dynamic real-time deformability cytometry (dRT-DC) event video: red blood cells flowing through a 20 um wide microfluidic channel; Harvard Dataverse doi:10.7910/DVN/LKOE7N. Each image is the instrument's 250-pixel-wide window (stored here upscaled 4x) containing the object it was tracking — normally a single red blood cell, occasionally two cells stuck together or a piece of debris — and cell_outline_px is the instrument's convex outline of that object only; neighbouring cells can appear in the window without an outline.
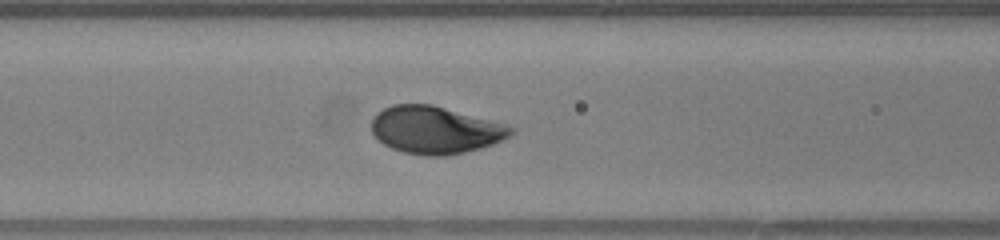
{"species": "human", "species_latin": "Homo sapiens", "temperature_condition": "warm", "stored_images_in_passage": 31, "camera_frame_rate_fps": 3000, "um_per_image_px": 0.085, "donor": {"sex": "female"}, "frame": {"image": 1, "passage_image": 14, "time_ms": 4.333, "image_size_px": [1000, 240], "cell_outline_px": [[516, 132], [512, 136], [504, 140], [480, 148], [464, 152], [444, 156], [424, 156], [404, 152], [392, 148], [384, 144], [372, 132], [372, 116], [376, 112], [392, 104], [432, 104], [508, 124], [516, 128]], "centroid_in_image_um": [37.05, 11.04], "position_along_channel_um": 129.6, "area_um2": 38.9}}
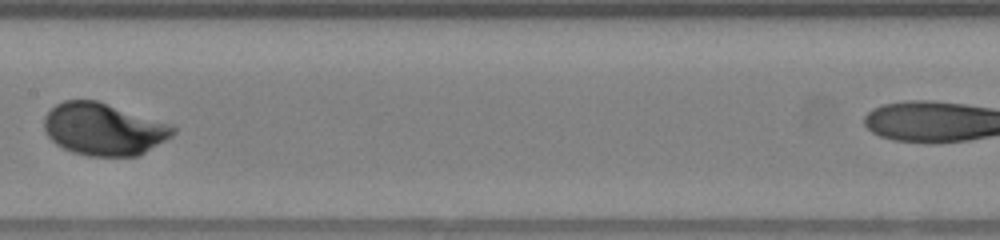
{"frame": {"image": 2, "passage_image": 18, "time_ms": 5.667, "image_size_px": [1000, 240], "cell_outline_px": [[176, 132], [172, 136], [144, 152], [136, 156], [88, 156], [72, 152], [56, 144], [48, 136], [44, 128], [44, 116], [56, 104], [64, 100], [96, 100], [172, 124], [176, 128]], "centroid_in_image_um": [8.81, 10.97], "position_along_channel_um": 198.6, "area_um2": 39.13}}